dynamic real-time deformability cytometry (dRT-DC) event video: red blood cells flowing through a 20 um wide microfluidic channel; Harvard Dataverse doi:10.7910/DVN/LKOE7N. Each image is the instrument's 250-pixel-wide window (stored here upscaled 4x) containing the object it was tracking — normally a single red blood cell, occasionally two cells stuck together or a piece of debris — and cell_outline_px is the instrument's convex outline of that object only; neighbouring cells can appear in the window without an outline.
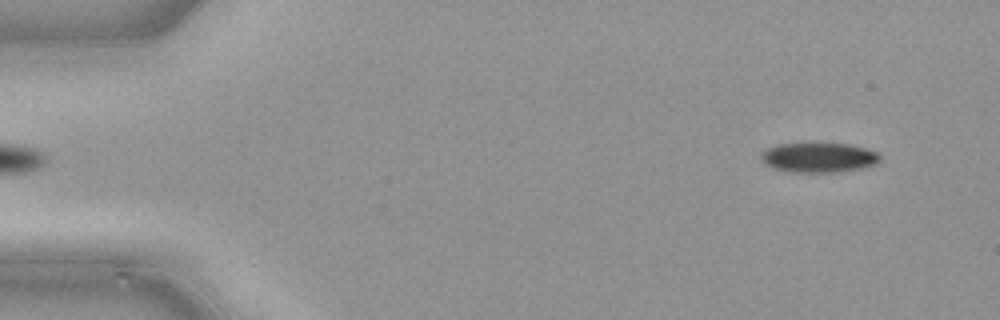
{"species": "common noctule bat (a hibernating species)", "species_latin": "Nyctalus noctula", "temperature_condition": "cold", "stored_images_in_passage": 47, "camera_frame_rate_fps": 3000, "um_per_image_px": 0.085, "animal": {"sex": "male", "body_mass_g": 21.5, "forearm_length_mm": 52.0}, "frame": {"image": 1, "passage_image": 3, "time_ms": 0.667, "image_size_px": [1000, 320], "cell_outline_px": [[880, 160], [876, 164], [860, 168], [840, 172], [792, 172], [772, 168], [764, 164], [760, 156], [768, 148], [780, 144], [848, 144], [864, 148], [876, 152], [880, 156]], "centroid_in_image_um": [69.58, 13.4], "position_along_channel_um": 15.4, "area_um2": 20.35}}
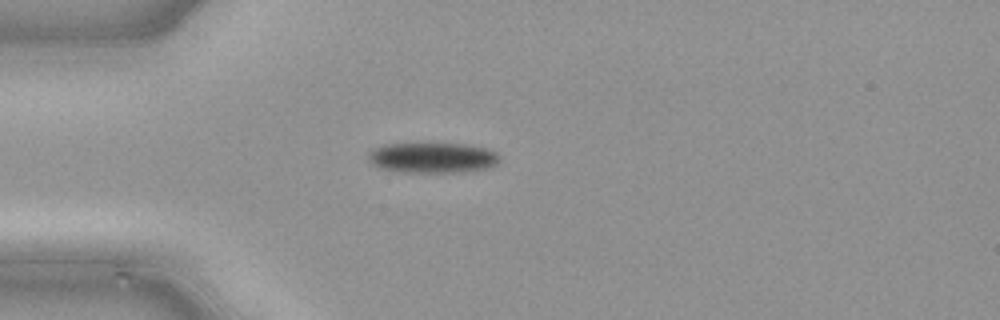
{"frame": {"image": 2, "passage_image": 12, "time_ms": 3.667, "image_size_px": [1000, 320], "cell_outline_px": [[500, 160], [496, 164], [488, 168], [456, 172], [400, 172], [380, 168], [372, 164], [368, 160], [368, 152], [384, 144], [464, 144], [488, 148], [496, 152], [500, 156]], "centroid_in_image_um": [36.77, 13.41], "position_along_channel_um": 48.2, "area_um2": 23.24}}
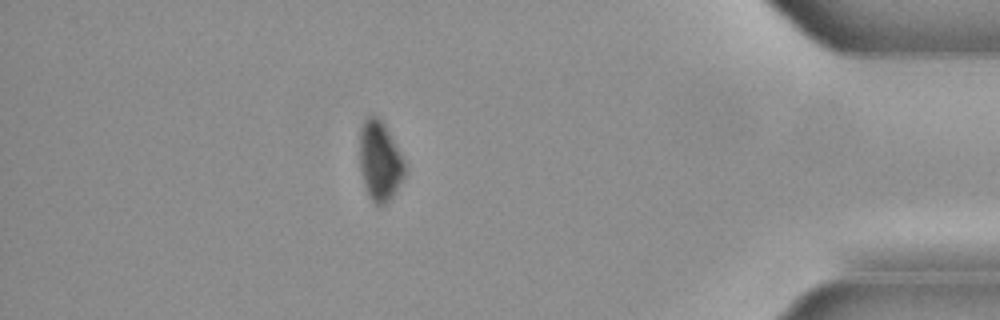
{"frame": {"image": 3, "passage_image": 41, "time_ms": 13.333, "image_size_px": [1000, 320], "cell_outline_px": [[404, 176], [392, 196], [384, 204], [376, 204], [368, 196], [364, 188], [360, 172], [360, 128], [368, 112], [376, 116], [384, 124], [400, 152], [404, 160]], "centroid_in_image_um": [32.24, 13.66], "position_along_channel_um": 403.0, "area_um2": 20.87}}